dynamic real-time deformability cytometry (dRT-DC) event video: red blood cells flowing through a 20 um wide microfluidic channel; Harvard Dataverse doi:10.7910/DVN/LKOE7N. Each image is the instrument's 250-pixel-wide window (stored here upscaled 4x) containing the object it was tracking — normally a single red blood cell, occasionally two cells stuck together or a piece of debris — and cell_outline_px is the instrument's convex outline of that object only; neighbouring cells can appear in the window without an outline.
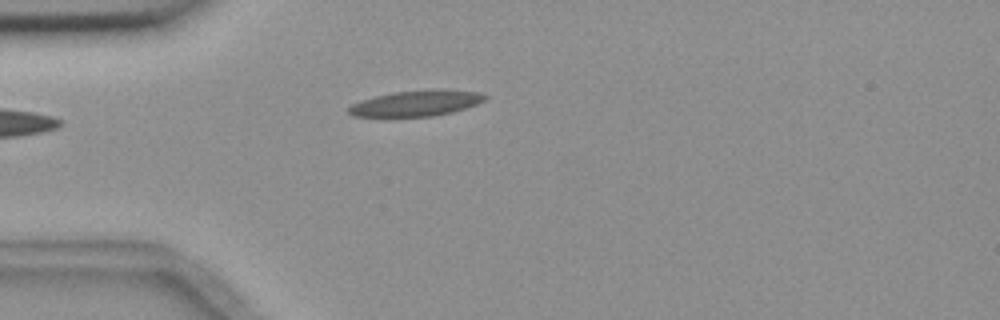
{"species": "common noctule bat (a hibernating species)", "species_latin": "Nyctalus noctula", "temperature_condition": "room temperature", "stored_images_in_passage": 4, "camera_frame_rate_fps": 3000, "um_per_image_px": 0.085, "animal": {"sex": "female", "body_mass_g": 18.4}, "frame": {"image": 1, "passage_image": 4, "time_ms": 3.333, "image_size_px": [1000, 320], "cell_outline_px": [[488, 96], [484, 100], [476, 104], [452, 112], [432, 116], [352, 116], [348, 112], [348, 108], [352, 104], [360, 100], [392, 92], [432, 88], [444, 88], [480, 92]], "centroid_in_image_um": [35.41, 8.74], "position_along_channel_um": 49.6, "area_um2": 20.63}}